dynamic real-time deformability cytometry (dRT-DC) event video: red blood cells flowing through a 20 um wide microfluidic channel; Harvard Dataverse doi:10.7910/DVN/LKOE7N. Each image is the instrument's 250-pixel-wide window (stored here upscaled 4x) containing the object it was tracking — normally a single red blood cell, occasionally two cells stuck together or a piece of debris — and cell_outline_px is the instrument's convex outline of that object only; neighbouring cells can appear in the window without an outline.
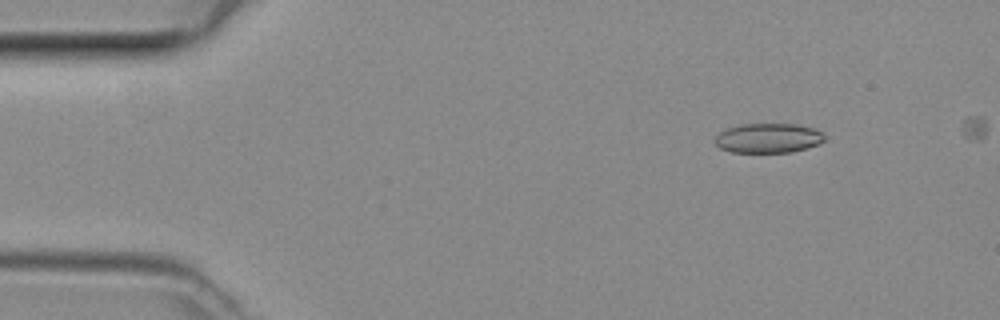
{"species": "common noctule bat (a hibernating species)", "species_latin": "Nyctalus noctula", "temperature_condition": "room temperature", "stored_images_in_passage": 41, "camera_frame_rate_fps": 3000, "um_per_image_px": 0.085, "animal": {"sex": "female", "body_mass_g": 29.2, "forearm_length_mm": 56.3}, "frame": {"image": 1, "passage_image": 2, "time_ms": 0.333, "image_size_px": [1000, 320], "cell_outline_px": [[824, 140], [820, 144], [808, 148], [792, 152], [732, 152], [720, 148], [716, 144], [716, 136], [720, 132], [728, 128], [740, 124], [800, 124], [816, 128], [824, 136]], "centroid_in_image_um": [65.34, 11.73], "position_along_channel_um": 19.7, "area_um2": 18.96}}
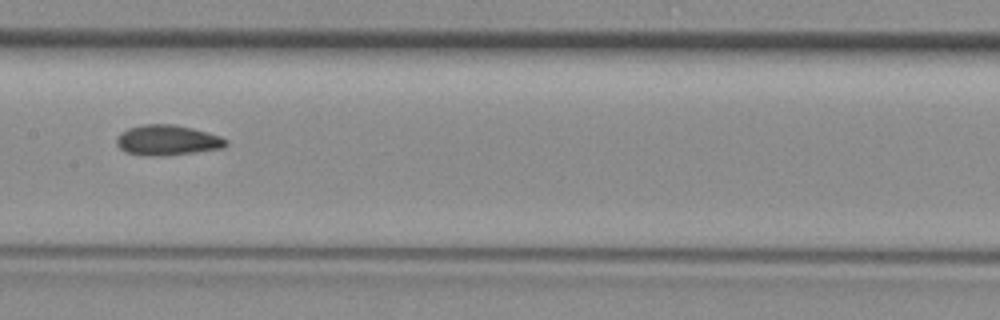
{"frame": {"image": 2, "passage_image": 20, "time_ms": 6.333, "image_size_px": [1000, 320], "cell_outline_px": [[228, 144], [224, 148], [196, 152], [160, 156], [148, 156], [128, 152], [120, 148], [116, 144], [116, 136], [120, 132], [128, 128], [144, 124], [172, 124], [192, 128], [220, 136], [228, 140]], "centroid_in_image_um": [14.22, 11.91], "position_along_channel_um": 193.2, "area_um2": 19.36}}
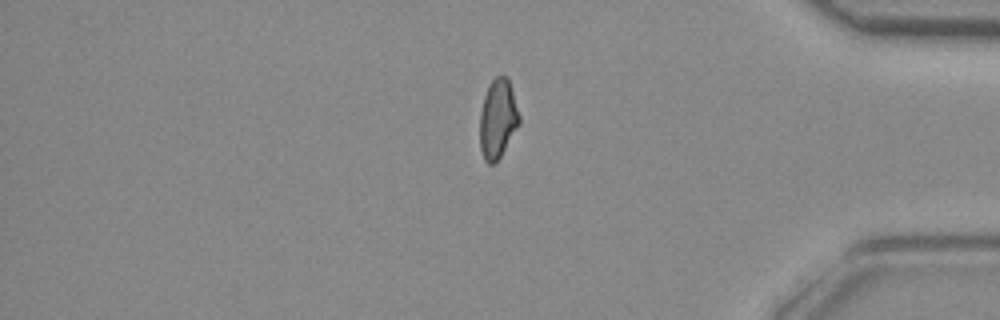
{"frame": {"image": 3, "passage_image": 36, "time_ms": 11.667, "image_size_px": [1000, 320], "cell_outline_px": [[520, 124], [496, 164], [488, 164], [484, 160], [480, 148], [480, 112], [484, 96], [492, 80], [496, 76], [504, 76], [508, 80], [520, 116]], "centroid_in_image_um": [42.3, 10.17], "position_along_channel_um": 392.9, "area_um2": 18.09}}